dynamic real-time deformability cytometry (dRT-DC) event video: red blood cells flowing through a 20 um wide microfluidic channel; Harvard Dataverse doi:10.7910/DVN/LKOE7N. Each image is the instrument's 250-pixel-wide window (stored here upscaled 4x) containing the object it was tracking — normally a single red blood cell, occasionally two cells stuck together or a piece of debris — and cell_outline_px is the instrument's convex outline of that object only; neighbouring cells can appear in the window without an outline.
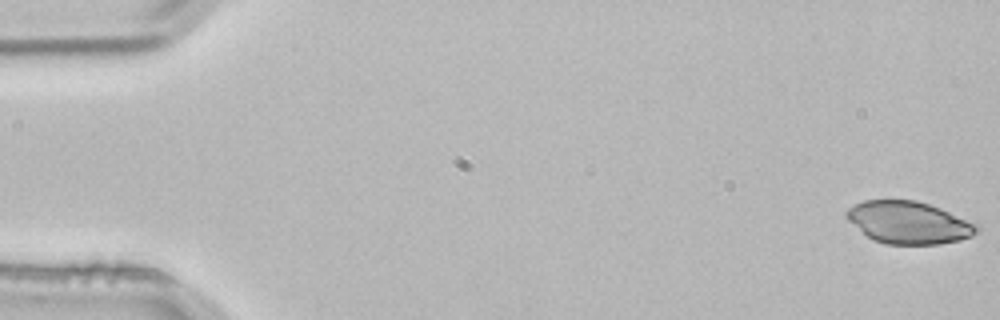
{"species": "common noctule bat (a hibernating species)", "species_latin": "Nyctalus noctula", "temperature_condition": "room temperature", "stored_images_in_passage": 4, "segment_of_instrument_passage": [2, 2], "camera_frame_rate_fps": 3000, "um_per_image_px": 0.085, "animal": {"sex": "male", "body_mass_g": 21.5, "forearm_length_mm": 52.0}, "frame": {"image": 1, "passage_image": 4, "time_ms": 1.0, "image_size_px": [1000, 320], "cell_outline_px": [[980, 232], [972, 236], [960, 240], [940, 244], [884, 244], [872, 240], [848, 220], [844, 216], [844, 212], [848, 208], [864, 200], [916, 200], [940, 208], [976, 224], [980, 228]], "centroid_in_image_um": [77.23, 18.92], "position_along_channel_um": 7.8, "area_um2": 32.14}}